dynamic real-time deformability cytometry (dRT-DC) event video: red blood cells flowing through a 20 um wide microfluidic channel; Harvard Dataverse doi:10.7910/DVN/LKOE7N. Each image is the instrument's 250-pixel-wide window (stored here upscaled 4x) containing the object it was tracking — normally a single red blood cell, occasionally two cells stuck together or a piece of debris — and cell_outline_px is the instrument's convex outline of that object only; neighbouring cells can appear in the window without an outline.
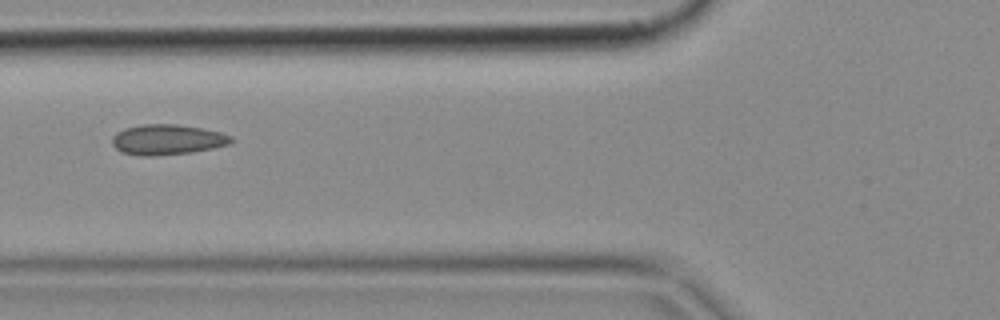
{"species": "common noctule bat (a hibernating species)", "species_latin": "Nyctalus noctula", "temperature_condition": "cold", "stored_images_in_passage": 5, "camera_frame_rate_fps": 3000, "um_per_image_px": 0.085, "animal": {"sex": "female", "body_mass_g": 18.4}, "frame": {"image": 1, "passage_image": 5, "time_ms": 1.333, "image_size_px": [1000, 320], "cell_outline_px": [[232, 140], [228, 144], [212, 148], [192, 152], [152, 156], [140, 156], [120, 152], [112, 144], [112, 136], [116, 132], [124, 128], [140, 124], [176, 124], [200, 128], [220, 132], [232, 136]], "centroid_in_image_um": [14.16, 11.86], "position_along_channel_um": 111.6, "area_um2": 21.04}}